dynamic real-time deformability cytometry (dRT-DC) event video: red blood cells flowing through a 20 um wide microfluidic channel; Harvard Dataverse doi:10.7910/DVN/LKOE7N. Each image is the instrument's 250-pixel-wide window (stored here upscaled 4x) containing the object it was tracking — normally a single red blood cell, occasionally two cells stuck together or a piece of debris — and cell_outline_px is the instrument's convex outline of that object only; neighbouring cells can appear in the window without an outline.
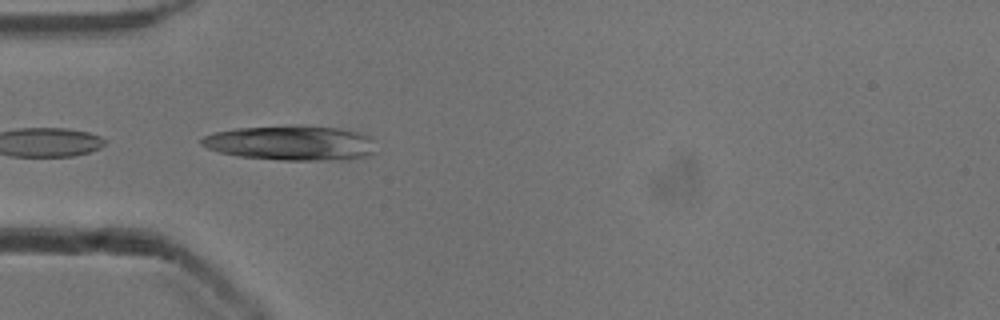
{"species": "common noctule bat (a hibernating species)", "species_latin": "Nyctalus noctula", "temperature_condition": "cold", "stored_images_in_passage": 4, "camera_frame_rate_fps": 3000, "um_per_image_px": 0.085, "animal": {"sex": "male", "body_mass_g": 13.3}, "frame": {"image": 1, "passage_image": 3, "time_ms": 0.667, "image_size_px": [1000, 320], "cell_outline_px": [[376, 152], [368, 156], [348, 160], [280, 160], [236, 156], [220, 152], [208, 148], [200, 144], [200, 140], [204, 136], [216, 132], [236, 128], [296, 124], [300, 124], [340, 128], [360, 132], [372, 136]], "centroid_in_image_um": [24.8, 12.14], "position_along_channel_um": 60.2, "area_um2": 36.24}}